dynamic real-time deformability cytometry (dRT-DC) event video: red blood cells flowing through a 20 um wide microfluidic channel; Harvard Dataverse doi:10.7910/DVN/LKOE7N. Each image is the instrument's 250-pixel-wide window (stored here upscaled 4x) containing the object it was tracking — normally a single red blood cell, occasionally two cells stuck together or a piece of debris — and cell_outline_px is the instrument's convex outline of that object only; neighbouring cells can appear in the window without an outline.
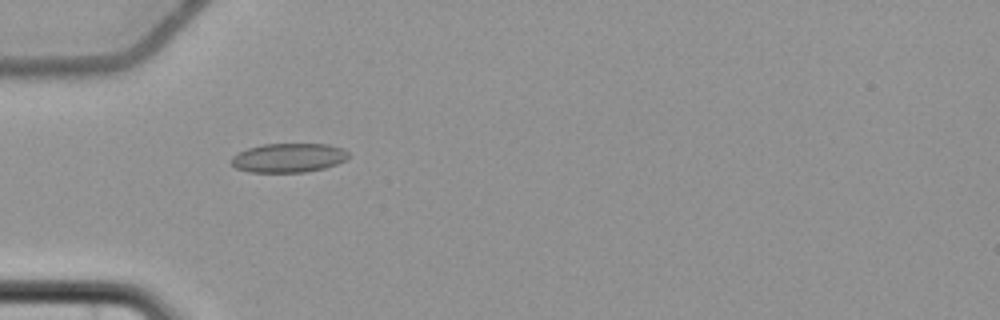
{"species": "common noctule bat (a hibernating species)", "species_latin": "Nyctalus noctula", "temperature_condition": "cold", "stored_images_in_passage": 7, "camera_frame_rate_fps": 3000, "um_per_image_px": 0.085, "animal": {"sex": "female", "body_mass_g": 22.7, "forearm_length_mm": 54.2}, "frame": {"image": 1, "passage_image": 5, "time_ms": 4.667, "image_size_px": [1000, 320], "cell_outline_px": [[348, 156], [344, 160], [336, 164], [324, 168], [304, 172], [248, 172], [236, 168], [228, 160], [232, 156], [248, 148], [264, 144], [328, 144], [344, 148], [348, 152]], "centroid_in_image_um": [24.5, 13.41], "position_along_channel_um": 60.5, "area_um2": 19.88}}
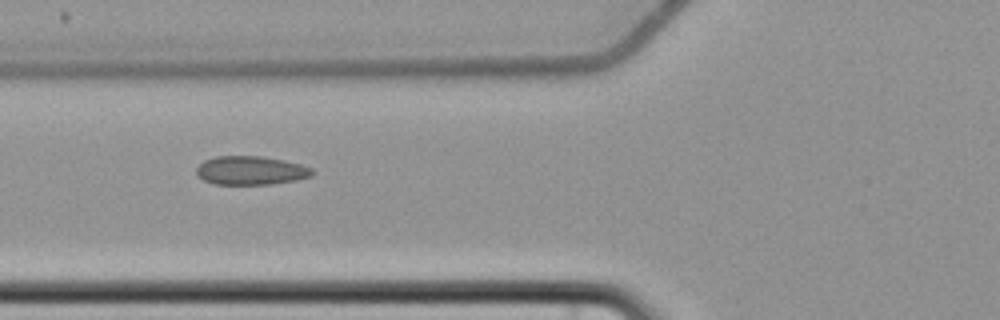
{"frame": {"image": 2, "passage_image": 6, "time_ms": 6.0, "image_size_px": [1000, 320], "cell_outline_px": [[316, 172], [312, 176], [296, 180], [272, 184], [212, 184], [196, 176], [196, 168], [204, 160], [216, 156], [260, 156], [284, 160], [300, 164], [312, 168]], "centroid_in_image_um": [21.32, 14.49], "position_along_channel_um": 104.5, "area_um2": 19.54}}
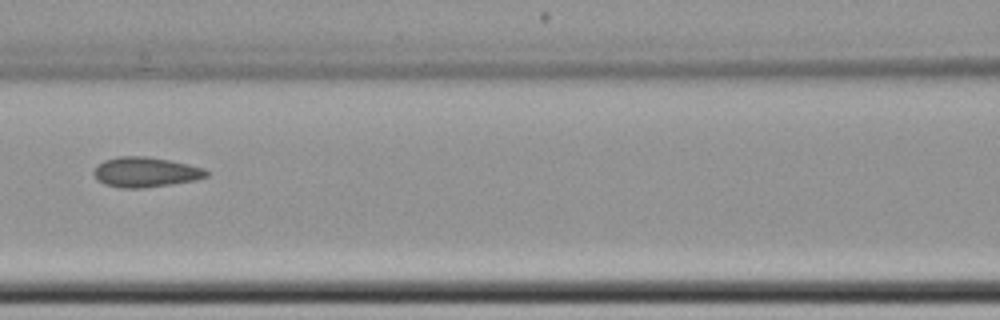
{"frame": {"image": 3, "passage_image": 7, "time_ms": 7.333, "image_size_px": [1000, 320], "cell_outline_px": [[208, 176], [196, 180], [172, 184], [144, 188], [120, 188], [104, 184], [96, 180], [92, 172], [104, 160], [116, 156], [144, 156], [168, 160], [188, 164], [204, 168], [208, 172]], "centroid_in_image_um": [12.35, 14.64], "position_along_channel_um": 154.2, "area_um2": 19.77}}